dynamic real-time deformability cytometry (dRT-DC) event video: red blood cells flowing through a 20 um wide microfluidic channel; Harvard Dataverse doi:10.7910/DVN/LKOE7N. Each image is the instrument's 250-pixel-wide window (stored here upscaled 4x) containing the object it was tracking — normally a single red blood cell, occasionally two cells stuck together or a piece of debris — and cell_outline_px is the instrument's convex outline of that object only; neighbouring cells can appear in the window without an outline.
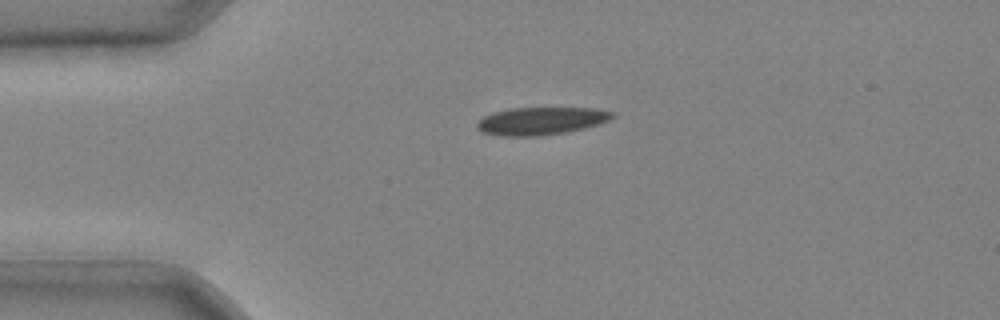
{"species": "common noctule bat (a hibernating species)", "species_latin": "Nyctalus noctula", "temperature_condition": "cold", "stored_images_in_passage": 31, "camera_frame_rate_fps": 3000, "um_per_image_px": 0.085, "animal": {"sex": "male", "body_mass_g": 20.4}, "frame": {"image": 1, "passage_image": 1, "time_ms": 0.0, "image_size_px": [1000, 320], "cell_outline_px": [[616, 116], [600, 124], [568, 132], [536, 136], [496, 136], [480, 132], [476, 128], [476, 124], [484, 116], [492, 112], [508, 108], [596, 108], [616, 112]], "centroid_in_image_um": [45.98, 10.28], "position_along_channel_um": 39.0, "area_um2": 22.2}}
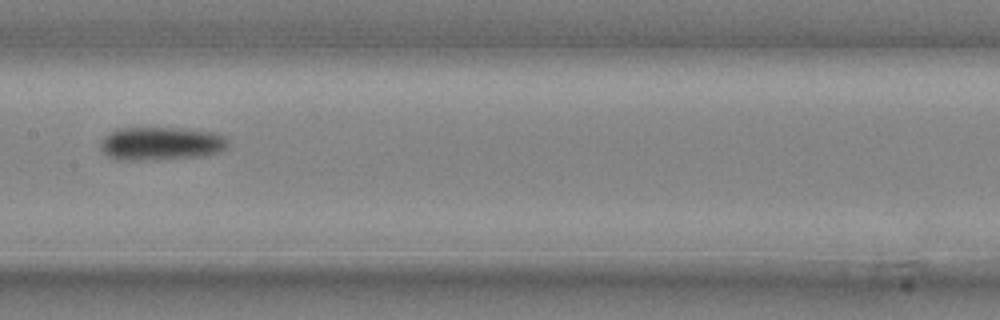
{"frame": {"image": 2, "passage_image": 13, "time_ms": 4.0, "image_size_px": [1000, 320], "cell_outline_px": [[228, 148], [220, 152], [208, 156], [156, 160], [116, 160], [108, 156], [100, 148], [100, 144], [104, 136], [120, 128], [188, 128], [212, 132], [224, 136], [228, 140]], "centroid_in_image_um": [13.74, 12.22], "position_along_channel_um": 193.7, "area_um2": 25.2}}
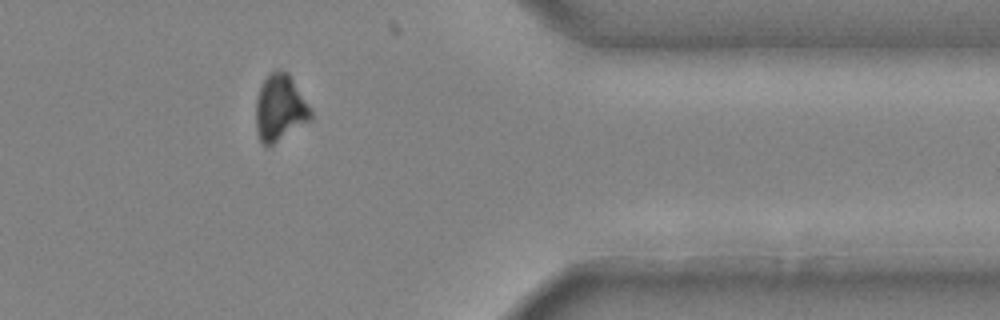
{"frame": {"image": 3, "passage_image": 27, "time_ms": 8.667, "image_size_px": [1000, 320], "cell_outline_px": [[312, 120], [268, 148], [260, 140], [256, 132], [256, 100], [260, 88], [264, 80], [276, 68], [288, 72], [312, 108]], "centroid_in_image_um": [23.82, 9.2], "position_along_channel_um": 387.6, "area_um2": 21.62}}